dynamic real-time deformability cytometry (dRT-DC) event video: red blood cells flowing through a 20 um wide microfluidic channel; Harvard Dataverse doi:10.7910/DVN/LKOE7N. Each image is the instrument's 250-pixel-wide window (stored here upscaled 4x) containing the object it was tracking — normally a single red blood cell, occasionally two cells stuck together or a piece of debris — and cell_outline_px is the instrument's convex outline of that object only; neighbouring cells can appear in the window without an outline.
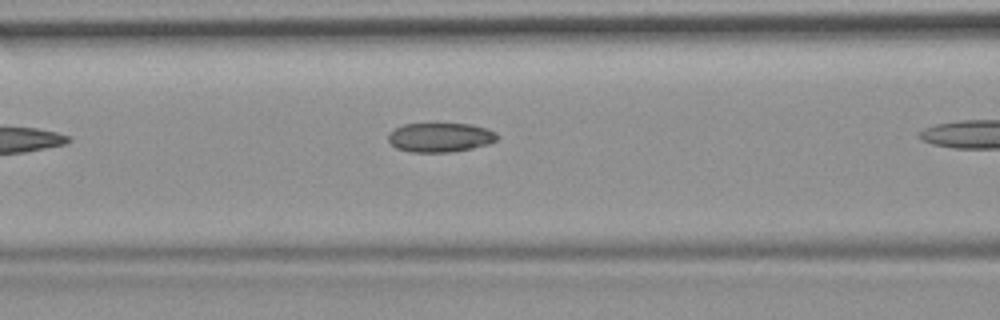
{"species": "common noctule bat (a hibernating species)", "species_latin": "Nyctalus noctula", "temperature_condition": "room temperature", "stored_images_in_passage": 17, "camera_frame_rate_fps": 3000, "um_per_image_px": 0.085, "animal": {"sex": "female", "body_mass_g": 19.9}, "frame": {"image": 1, "passage_image": 3, "time_ms": 0.667, "image_size_px": [1000, 320], "cell_outline_px": [[500, 136], [496, 140], [488, 144], [472, 148], [452, 152], [412, 152], [396, 148], [388, 140], [388, 132], [404, 124], [472, 124], [496, 132]], "centroid_in_image_um": [37.42, 11.68], "position_along_channel_um": 129.2, "area_um2": 18.55}}